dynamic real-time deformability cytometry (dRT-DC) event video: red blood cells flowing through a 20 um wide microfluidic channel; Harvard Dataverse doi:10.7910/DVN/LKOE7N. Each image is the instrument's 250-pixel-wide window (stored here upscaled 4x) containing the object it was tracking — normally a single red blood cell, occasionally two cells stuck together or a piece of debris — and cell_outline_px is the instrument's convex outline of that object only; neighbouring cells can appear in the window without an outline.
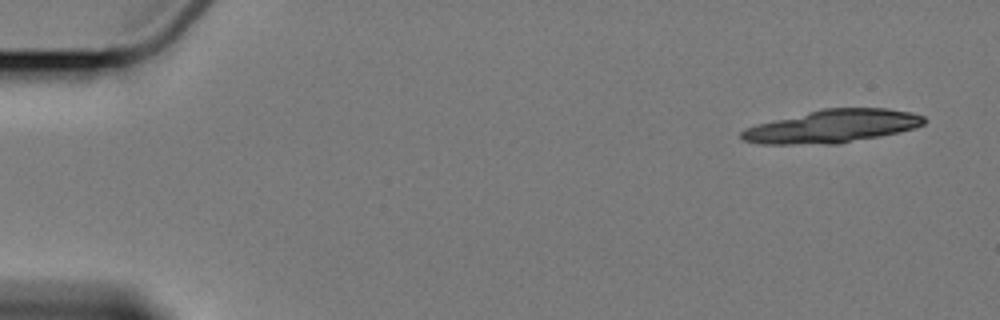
{"species": "Egyptian fruit bat (a non-hibernating species)", "species_latin": "Rousettus aegyptiacus", "temperature_condition": "cold", "stored_images_in_passage": 3, "camera_frame_rate_fps": 3000, "um_per_image_px": 0.085, "animal": {"sex": "female"}, "frame": {"image": 1, "passage_image": 1, "time_ms": 0.0, "image_size_px": [1000, 320], "cell_outline_px": [[928, 120], [924, 124], [916, 128], [900, 132], [840, 144], [760, 144], [744, 140], [740, 136], [740, 132], [744, 128], [756, 124], [824, 108], [888, 108], [912, 112], [924, 116]], "centroid_in_image_um": [70.79, 10.74], "position_along_channel_um": 14.2, "area_um2": 35.32}}